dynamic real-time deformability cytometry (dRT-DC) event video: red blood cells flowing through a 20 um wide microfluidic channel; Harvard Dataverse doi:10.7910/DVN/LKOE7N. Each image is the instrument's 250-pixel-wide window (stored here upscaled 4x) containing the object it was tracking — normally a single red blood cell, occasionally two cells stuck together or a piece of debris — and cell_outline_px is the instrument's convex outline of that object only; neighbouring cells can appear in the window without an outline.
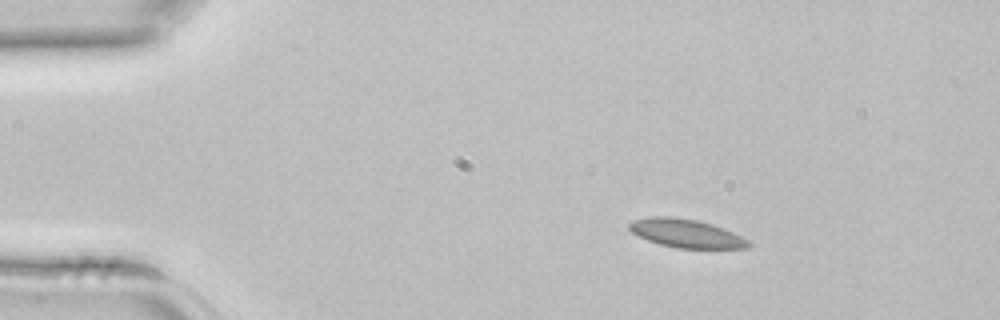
{"species": "common noctule bat (a hibernating species)", "species_latin": "Nyctalus noctula", "temperature_condition": "room temperature", "stored_images_in_passage": 2, "camera_frame_rate_fps": 3000, "um_per_image_px": 0.085, "animal": {"sex": "female", "body_mass_g": 22.7, "forearm_length_mm": 54.2}, "frame": {"image": 1, "passage_image": 1, "time_ms": 0.0, "image_size_px": [1000, 320], "cell_outline_px": [[752, 244], [748, 248], [676, 248], [660, 244], [648, 240], [632, 232], [628, 228], [628, 224], [632, 220], [652, 216], [668, 216], [696, 220], [712, 224], [724, 228], [748, 240]], "centroid_in_image_um": [58.31, 19.83], "position_along_channel_um": 26.7, "area_um2": 19.65}}